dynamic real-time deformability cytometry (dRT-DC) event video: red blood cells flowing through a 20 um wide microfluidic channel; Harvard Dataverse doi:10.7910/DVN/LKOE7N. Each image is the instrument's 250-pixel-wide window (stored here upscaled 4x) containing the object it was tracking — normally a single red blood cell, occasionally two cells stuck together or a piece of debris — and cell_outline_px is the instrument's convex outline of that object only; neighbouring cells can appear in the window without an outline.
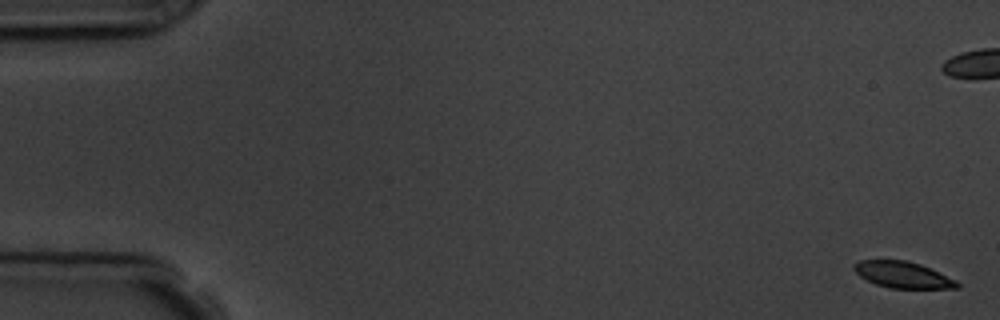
{"species": "common noctule bat (a hibernating species)", "species_latin": "Nyctalus noctula", "temperature_condition": "room temperature", "stored_images_in_passage": 7, "camera_frame_rate_fps": 3000, "um_per_image_px": 0.085, "animal": {"sex": "male", "body_mass_g": 19.5, "forearm_length_mm": 54.6}, "frame": {"image": 1, "passage_image": 1, "time_ms": 0.0, "image_size_px": [1000, 320], "cell_outline_px": [[960, 288], [888, 288], [876, 284], [860, 276], [852, 268], [852, 264], [860, 260], [904, 260], [920, 264], [956, 280], [960, 284]], "centroid_in_image_um": [76.72, 23.35], "position_along_channel_um": 8.3, "area_um2": 15.72}}
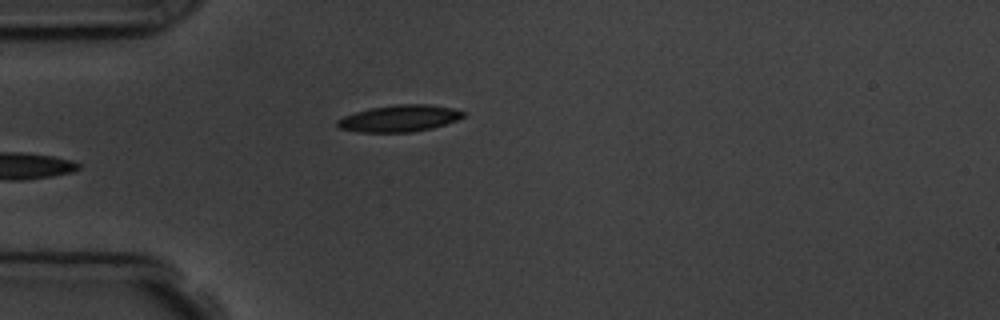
{"frame": {"image": 2, "passage_image": 6, "time_ms": 6.0, "image_size_px": [1000, 320], "cell_outline_px": [[468, 112], [464, 116], [456, 120], [432, 128], [412, 132], [360, 132], [340, 128], [336, 124], [336, 120], [344, 116], [356, 112], [372, 108], [396, 104], [428, 104], [452, 108]], "centroid_in_image_um": [33.97, 10.06], "position_along_channel_um": 51.0, "area_um2": 19.48}}